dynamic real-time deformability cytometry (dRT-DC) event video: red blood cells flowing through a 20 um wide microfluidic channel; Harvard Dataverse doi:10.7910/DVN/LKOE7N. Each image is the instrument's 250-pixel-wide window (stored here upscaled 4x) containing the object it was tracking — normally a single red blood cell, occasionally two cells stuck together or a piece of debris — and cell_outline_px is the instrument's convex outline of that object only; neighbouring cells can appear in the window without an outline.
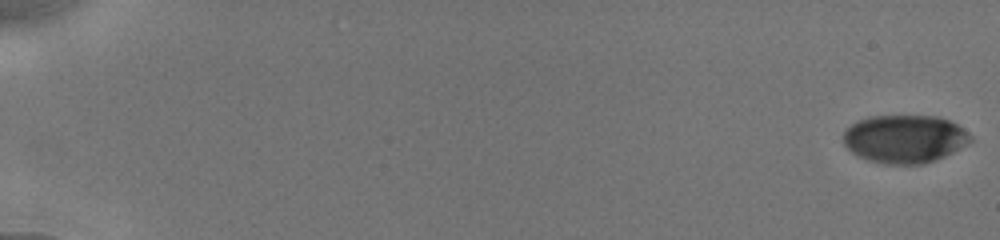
{"species": "human", "species_latin": "Homo sapiens", "temperature_condition": "cold", "stored_images_in_passage": 54, "camera_frame_rate_fps": 3000, "um_per_image_px": 0.085, "donor": {"sex": "male"}, "frame": {"image": 1, "passage_image": 1, "time_ms": 0.0, "image_size_px": [1000, 240], "cell_outline_px": [[972, 140], [968, 144], [944, 156], [924, 164], [884, 164], [868, 160], [852, 152], [844, 144], [844, 132], [852, 124], [868, 116], [940, 116], [956, 124], [968, 132], [972, 136]], "centroid_in_image_um": [76.91, 11.8], "position_along_channel_um": 8.1, "area_um2": 35.49}}
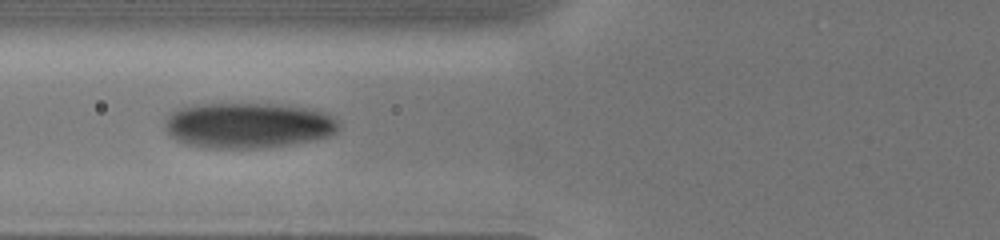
{"frame": {"image": 2, "passage_image": 41, "time_ms": 7.667, "image_size_px": [1000, 240], "cell_outline_px": [[340, 128], [336, 132], [328, 136], [316, 140], [260, 148], [208, 148], [184, 144], [176, 140], [164, 128], [164, 124], [168, 116], [176, 108], [200, 104], [276, 104], [312, 108], [328, 112], [340, 120]], "centroid_in_image_um": [21.14, 10.65], "position_along_channel_um": 104.7, "area_um2": 46.7}}
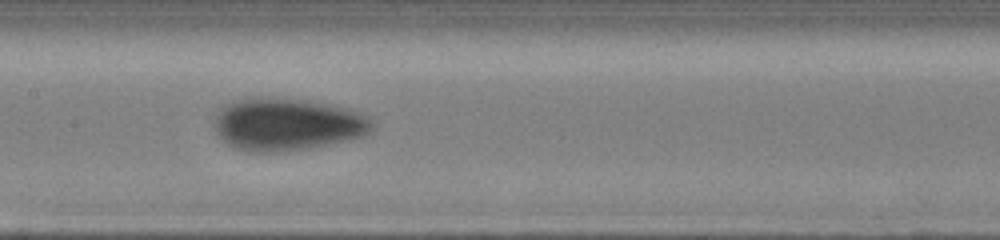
{"frame": {"image": 3, "passage_image": 53, "time_ms": 9.667, "image_size_px": [1000, 240], "cell_outline_px": [[372, 128], [368, 132], [360, 136], [324, 144], [304, 148], [264, 152], [248, 152], [236, 148], [228, 144], [220, 136], [216, 128], [216, 116], [220, 108], [244, 96], [260, 96], [308, 100], [348, 108], [360, 112], [368, 116], [372, 124]], "centroid_in_image_um": [24.37, 10.52], "position_along_channel_um": 183.0, "area_um2": 47.63}}